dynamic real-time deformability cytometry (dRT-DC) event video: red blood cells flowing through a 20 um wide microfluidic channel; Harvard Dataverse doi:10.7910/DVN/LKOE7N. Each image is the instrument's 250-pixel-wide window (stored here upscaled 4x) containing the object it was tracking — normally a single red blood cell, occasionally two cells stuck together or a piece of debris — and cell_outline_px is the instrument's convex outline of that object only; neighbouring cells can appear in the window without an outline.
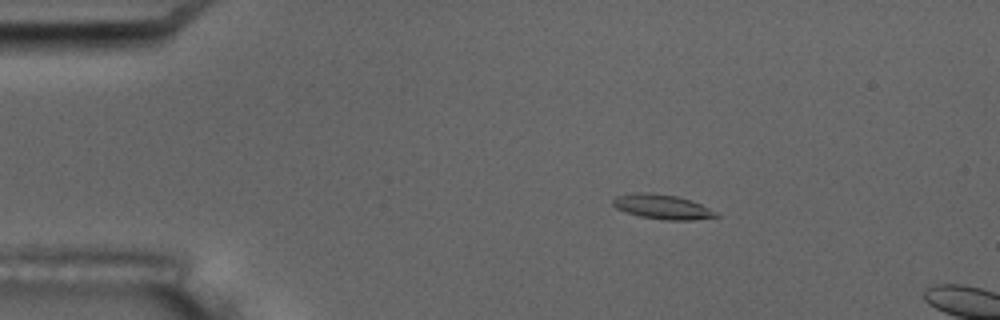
{"species": "common noctule bat (a hibernating species)", "species_latin": "Nyctalus noctula", "temperature_condition": "room temperature", "stored_images_in_passage": 3, "camera_frame_rate_fps": 3000, "um_per_image_px": 0.085, "animal": {"sex": "male", "body_mass_g": 17.5, "forearm_length_mm": 52.3}, "frame": {"image": 1, "passage_image": 2, "time_ms": 1.0, "image_size_px": [1000, 320], "cell_outline_px": [[720, 216], [692, 220], [664, 220], [640, 216], [624, 212], [616, 208], [612, 204], [612, 200], [616, 196], [632, 192], [648, 192], [676, 196], [692, 200], [716, 212]], "centroid_in_image_um": [56.25, 17.57], "position_along_channel_um": 28.8, "area_um2": 14.85}}